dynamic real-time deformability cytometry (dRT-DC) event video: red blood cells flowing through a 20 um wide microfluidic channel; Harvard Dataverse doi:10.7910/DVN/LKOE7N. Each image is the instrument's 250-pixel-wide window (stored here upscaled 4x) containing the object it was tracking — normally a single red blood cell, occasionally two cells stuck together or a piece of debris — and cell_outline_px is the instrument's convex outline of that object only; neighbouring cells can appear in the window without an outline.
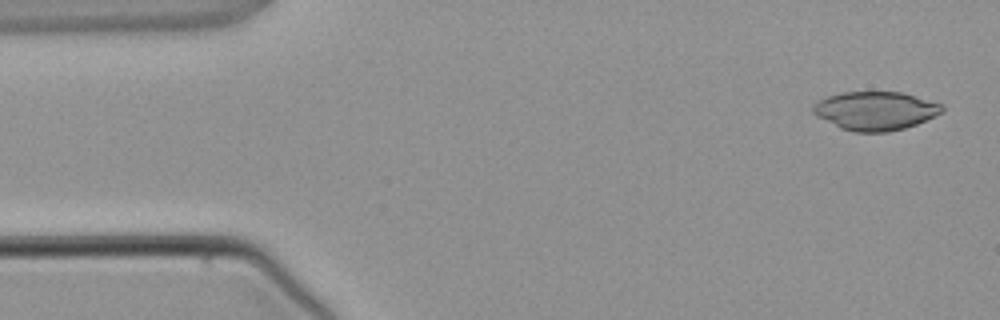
{"species": "common noctule bat (a hibernating species)", "species_latin": "Nyctalus noctula", "temperature_condition": "warm", "stored_images_in_passage": 5, "segment_of_instrument_passage": [1, 2], "camera_frame_rate_fps": 3000, "um_per_image_px": 0.085, "animal": {"sex": "male", "body_mass_g": 21.5, "forearm_length_mm": 52.0}, "frame": {"image": 1, "passage_image": 1, "time_ms": 0.0, "image_size_px": [1000, 320], "cell_outline_px": [[944, 112], [916, 124], [904, 128], [888, 132], [852, 132], [840, 128], [816, 116], [812, 112], [812, 104], [828, 96], [840, 92], [900, 92], [944, 104]], "centroid_in_image_um": [74.4, 9.42], "position_along_channel_um": 10.6, "area_um2": 29.13}}